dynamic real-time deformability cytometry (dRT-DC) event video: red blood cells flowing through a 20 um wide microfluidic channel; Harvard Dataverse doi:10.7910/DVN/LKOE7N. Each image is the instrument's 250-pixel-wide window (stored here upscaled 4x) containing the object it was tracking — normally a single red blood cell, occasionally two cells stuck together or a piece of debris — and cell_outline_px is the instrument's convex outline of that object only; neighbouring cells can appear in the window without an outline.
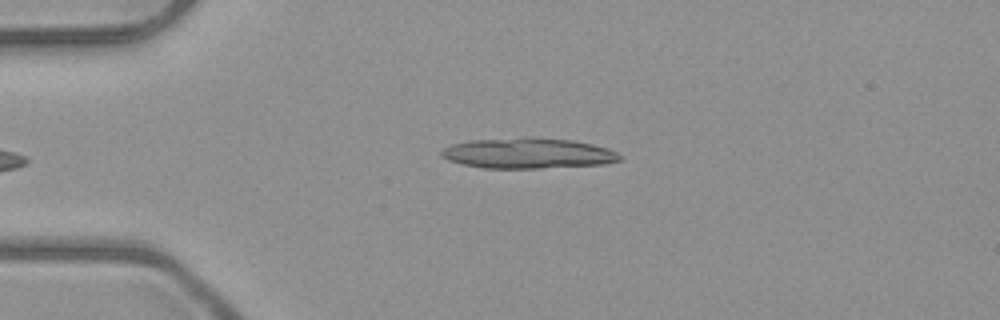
{"species": "common noctule bat (a hibernating species)", "species_latin": "Nyctalus noctula", "temperature_condition": "room temperature", "stored_images_in_passage": 5, "camera_frame_rate_fps": 3000, "um_per_image_px": 0.085, "animal": {"sex": "male", "body_mass_g": 23.1, "forearm_length_mm": 52.7}, "frame": {"image": 1, "passage_image": 5, "time_ms": 5.667, "image_size_px": [1000, 320], "cell_outline_px": [[620, 160], [604, 164], [540, 168], [484, 168], [464, 164], [448, 160], [440, 156], [440, 152], [444, 148], [452, 144], [468, 140], [572, 140], [592, 144], [608, 148], [616, 152], [620, 156]], "centroid_in_image_um": [44.87, 13.07], "position_along_channel_um": 40.1, "area_um2": 30.4}}